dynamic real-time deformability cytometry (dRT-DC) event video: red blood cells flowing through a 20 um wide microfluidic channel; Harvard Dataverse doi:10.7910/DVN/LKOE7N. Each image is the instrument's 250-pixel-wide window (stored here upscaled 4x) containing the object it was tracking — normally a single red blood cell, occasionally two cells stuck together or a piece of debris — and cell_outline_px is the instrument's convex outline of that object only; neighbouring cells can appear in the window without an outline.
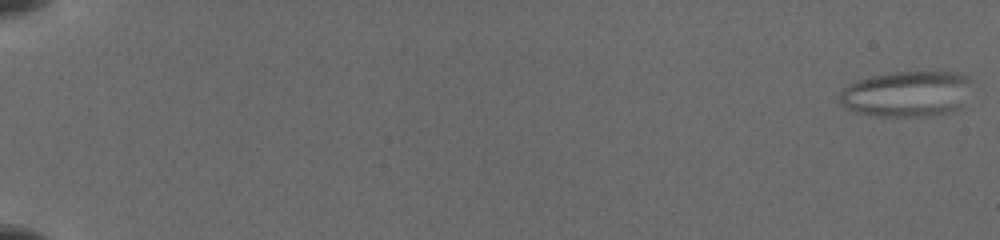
{"species": "common noctule bat (a hibernating species)", "species_latin": "Nyctalus noctula", "temperature_condition": "cold", "stored_images_in_passage": 47, "camera_frame_rate_fps": 3000, "um_per_image_px": 0.085, "animal": {"sex": "female", "body_mass_g": 19.5, "forearm_length_mm": 54.1}, "frame": {"image": 1, "passage_image": 1, "time_ms": 0.0, "image_size_px": [1000, 240], "cell_outline_px": [[968, 80], [956, 108], [948, 112], [932, 116], [876, 116], [856, 112], [848, 108], [840, 100], [840, 92], [844, 88], [860, 80], [876, 76], [896, 72], [952, 72], [964, 76]], "centroid_in_image_um": [76.97, 7.99], "position_along_channel_um": 8.0, "area_um2": 33.64}}
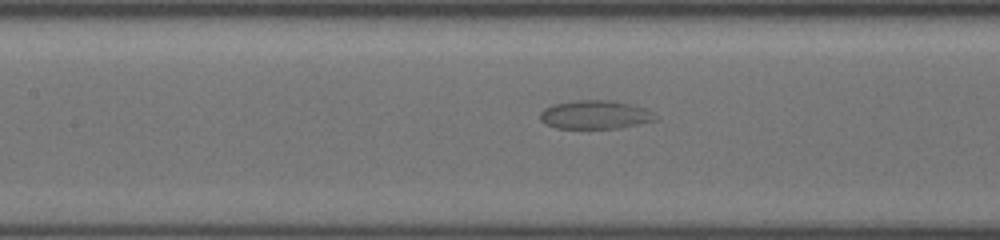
{"frame": {"image": 2, "passage_image": 20, "time_ms": 9.333, "image_size_px": [1000, 240], "cell_outline_px": [[656, 120], [620, 128], [556, 128], [540, 120], [540, 112], [544, 108], [552, 104], [576, 100], [612, 100], [644, 108], [652, 112]], "centroid_in_image_um": [50.54, 9.74], "position_along_channel_um": 156.9, "area_um2": 19.02}}
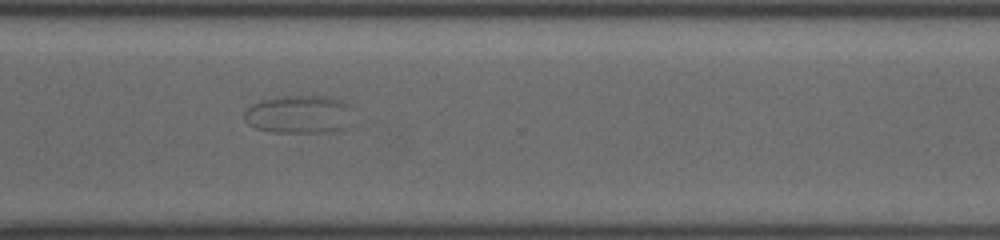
{"frame": {"image": 3, "passage_image": 36, "time_ms": 14.333, "image_size_px": [1000, 240], "cell_outline_px": [[348, 104], [344, 128], [320, 132], [276, 132], [256, 128], [248, 124], [244, 116], [244, 112], [252, 104], [264, 100], [284, 96], [328, 96], [340, 100]], "centroid_in_image_um": [25.32, 9.71], "position_along_channel_um": 345.3, "area_um2": 23.24}}